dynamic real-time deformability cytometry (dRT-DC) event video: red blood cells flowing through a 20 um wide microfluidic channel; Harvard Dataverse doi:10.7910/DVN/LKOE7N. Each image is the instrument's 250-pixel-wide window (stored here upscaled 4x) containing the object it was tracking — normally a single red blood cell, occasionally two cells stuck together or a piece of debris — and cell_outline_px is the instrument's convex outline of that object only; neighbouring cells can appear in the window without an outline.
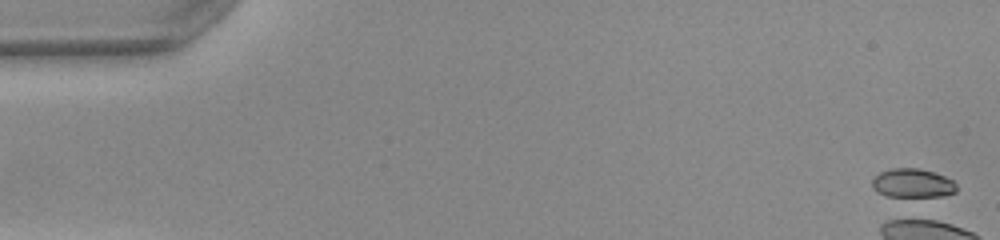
{"species": "common noctule bat (a hibernating species)", "species_latin": "Nyctalus noctula", "temperature_condition": "warm", "stored_images_in_passage": 1, "camera_frame_rate_fps": 3000, "um_per_image_px": 0.085, "animal": {"sex": "female", "body_mass_g": 22.0, "forearm_length_mm": 56.7}, "frame": {"image": 1, "passage_image": 1, "time_ms": 0.0, "image_size_px": [1000, 240], "cell_outline_px": [[956, 192], [944, 196], [884, 196], [876, 192], [872, 188], [872, 176], [880, 172], [892, 168], [920, 168], [944, 176], [952, 180], [956, 184]], "centroid_in_image_um": [77.52, 15.57], "position_along_channel_um": 7.5, "area_um2": 14.33}}